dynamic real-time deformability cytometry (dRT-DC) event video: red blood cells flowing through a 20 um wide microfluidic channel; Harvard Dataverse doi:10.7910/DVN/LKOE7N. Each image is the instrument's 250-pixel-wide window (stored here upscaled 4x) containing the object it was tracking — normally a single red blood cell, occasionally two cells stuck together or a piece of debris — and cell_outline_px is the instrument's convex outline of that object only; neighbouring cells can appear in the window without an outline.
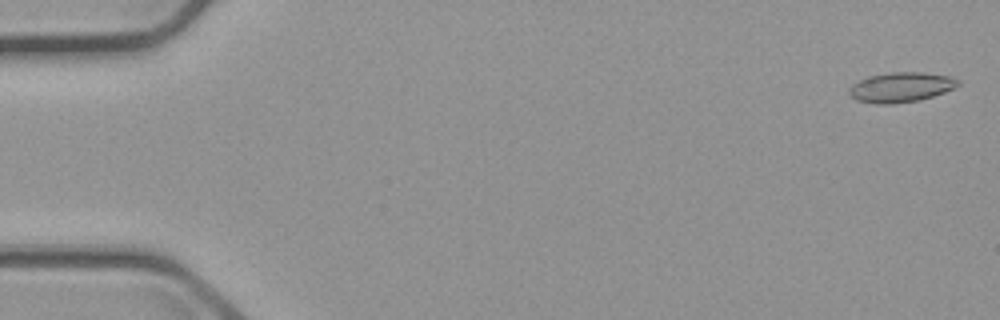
{"species": "common noctule bat (a hibernating species)", "species_latin": "Nyctalus noctula", "temperature_condition": "cold", "stored_images_in_passage": 6, "camera_frame_rate_fps": 3000, "um_per_image_px": 0.085, "animal": {"sex": "male", "body_mass_g": 23.1, "forearm_length_mm": 52.7}, "frame": {"image": 1, "passage_image": 1, "time_ms": 0.0, "image_size_px": [1000, 320], "cell_outline_px": [[960, 84], [944, 92], [920, 100], [892, 104], [876, 104], [856, 100], [848, 92], [852, 84], [868, 76], [888, 72], [924, 72], [948, 76], [960, 80]], "centroid_in_image_um": [76.56, 7.41], "position_along_channel_um": 8.4, "area_um2": 18.96}}